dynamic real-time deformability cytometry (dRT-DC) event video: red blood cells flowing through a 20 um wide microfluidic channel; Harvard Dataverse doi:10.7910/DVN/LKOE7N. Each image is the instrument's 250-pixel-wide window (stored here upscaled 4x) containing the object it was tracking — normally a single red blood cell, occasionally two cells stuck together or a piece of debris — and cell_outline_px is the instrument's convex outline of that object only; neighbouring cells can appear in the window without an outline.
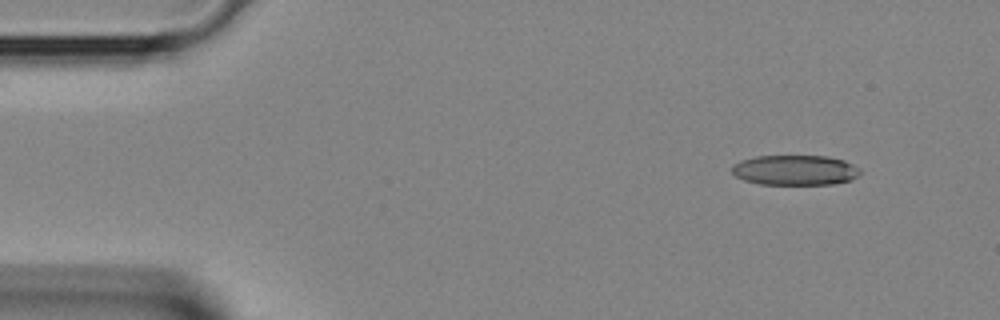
{"species": "Egyptian fruit bat (a non-hibernating species)", "species_latin": "Rousettus aegyptiacus", "temperature_condition": "room temperature", "stored_images_in_passage": 3, "camera_frame_rate_fps": 3000, "um_per_image_px": 0.085, "animal": {"sex": "female"}, "frame": {"image": 1, "passage_image": 1, "time_ms": 0.0, "image_size_px": [1000, 320], "cell_outline_px": [[860, 172], [852, 180], [832, 184], [760, 184], [744, 180], [736, 176], [732, 172], [732, 164], [740, 160], [756, 156], [828, 156], [844, 160], [860, 168]], "centroid_in_image_um": [67.57, 14.45], "position_along_channel_um": 17.4, "area_um2": 22.54}}
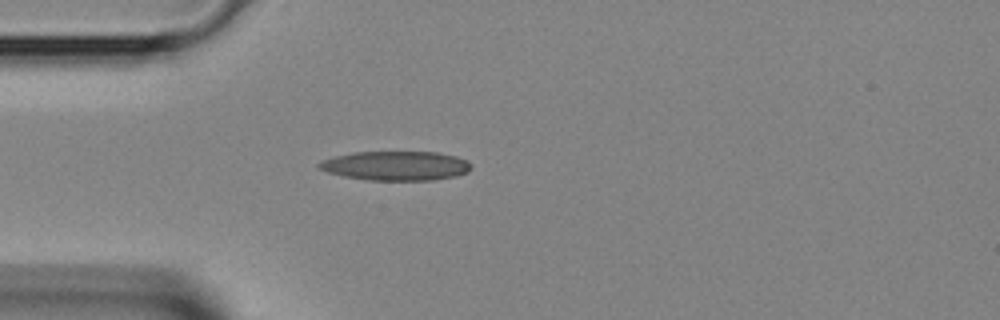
{"frame": {"image": 2, "passage_image": 3, "time_ms": 0.667, "image_size_px": [1000, 320], "cell_outline_px": [[472, 164], [468, 172], [456, 176], [432, 180], [368, 180], [344, 176], [328, 172], [320, 168], [316, 164], [320, 160], [352, 152], [436, 152], [456, 156], [468, 160]], "centroid_in_image_um": [33.66, 14.08], "position_along_channel_um": 51.3, "area_um2": 26.01}}